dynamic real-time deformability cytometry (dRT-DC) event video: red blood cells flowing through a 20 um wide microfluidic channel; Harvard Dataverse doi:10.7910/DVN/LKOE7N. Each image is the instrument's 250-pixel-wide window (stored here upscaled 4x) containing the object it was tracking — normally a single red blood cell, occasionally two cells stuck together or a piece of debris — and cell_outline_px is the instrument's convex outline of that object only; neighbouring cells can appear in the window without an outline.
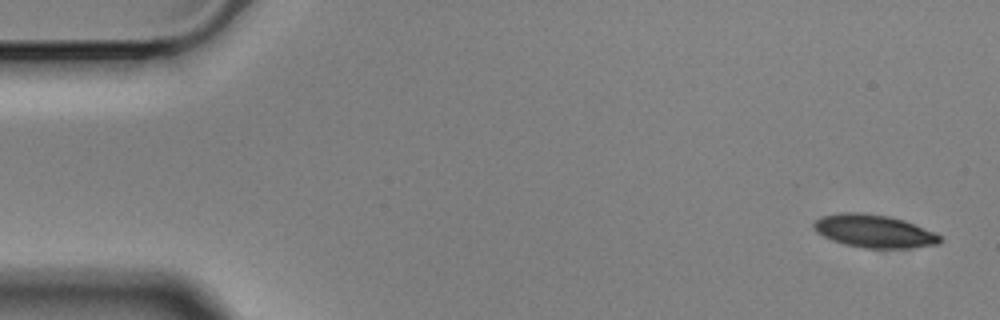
{"species": "Egyptian fruit bat (a non-hibernating species)", "species_latin": "Rousettus aegyptiacus", "temperature_condition": "cold", "stored_images_in_passage": 55, "camera_frame_rate_fps": 3000, "um_per_image_px": 0.085, "animal": {"sex": "male"}, "frame": {"image": 1, "passage_image": 1, "time_ms": 0.0, "image_size_px": [1000, 320], "cell_outline_px": [[944, 240], [940, 244], [908, 248], [864, 248], [844, 244], [832, 240], [816, 232], [812, 228], [812, 224], [820, 216], [844, 212], [860, 212], [892, 216], [916, 224], [936, 232]], "centroid_in_image_um": [74.32, 19.64], "position_along_channel_um": 10.7, "area_um2": 24.62}}
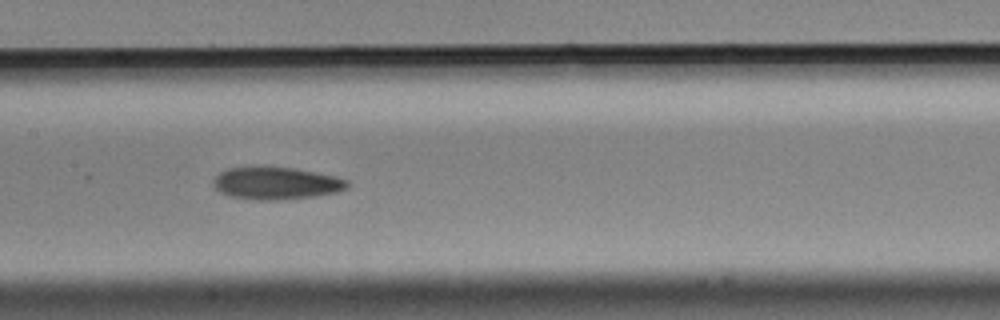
{"frame": {"image": 2, "passage_image": 26, "time_ms": 8.333, "image_size_px": [1000, 320], "cell_outline_px": [[352, 184], [348, 188], [336, 192], [316, 196], [276, 200], [256, 200], [228, 196], [220, 192], [212, 184], [212, 180], [220, 172], [228, 168], [260, 164], [264, 164], [292, 168], [336, 176], [348, 180]], "centroid_in_image_um": [23.45, 15.54], "position_along_channel_um": 184.0, "area_um2": 26.07}}
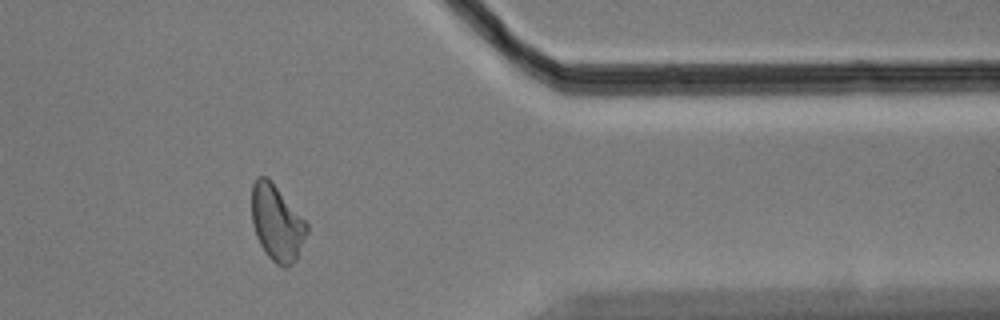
{"frame": {"image": 3, "passage_image": 45, "time_ms": 14.667, "image_size_px": [1000, 320], "cell_outline_px": [[308, 232], [296, 260], [288, 268], [284, 268], [276, 264], [268, 256], [260, 244], [256, 236], [252, 224], [252, 184], [256, 176], [268, 176], [308, 224]], "centroid_in_image_um": [23.53, 18.94], "position_along_channel_um": 387.9, "area_um2": 24.51}, "authors_computed_cell_mechanics": {"area_um2": 24.7384, "velocity_mm_per_s": 3.5129, "shape_relaxation_time_tau1_ms": 5.2659, "shape_relaxation_time_tau2_ms": 4.7768, "deformation_change_tau1": 0.1413, "deformation_change_tau2": 0.1149}}